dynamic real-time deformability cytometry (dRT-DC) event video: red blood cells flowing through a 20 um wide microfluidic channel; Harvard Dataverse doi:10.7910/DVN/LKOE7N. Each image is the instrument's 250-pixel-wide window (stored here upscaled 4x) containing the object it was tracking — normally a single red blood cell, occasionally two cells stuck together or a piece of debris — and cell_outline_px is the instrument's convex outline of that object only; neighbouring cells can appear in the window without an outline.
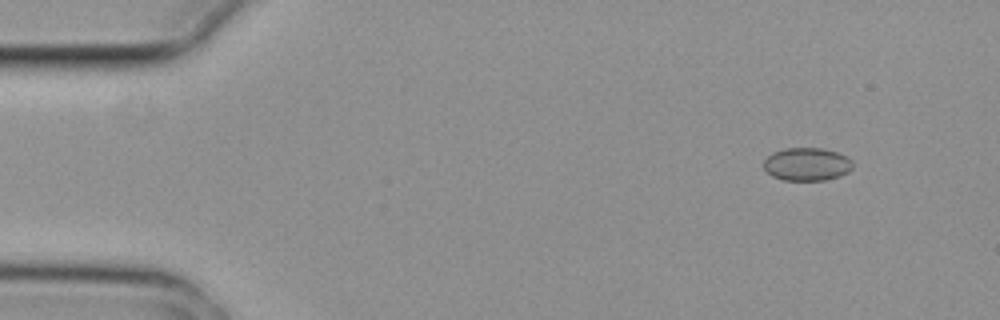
{"species": "common noctule bat (a hibernating species)", "species_latin": "Nyctalus noctula", "temperature_condition": "cold", "stored_images_in_passage": 5, "camera_frame_rate_fps": 3000, "um_per_image_px": 0.085, "animal": {"sex": "female", "body_mass_g": 29.2, "forearm_length_mm": 56.3}, "frame": {"image": 1, "passage_image": 2, "time_ms": 0.333, "image_size_px": [1000, 320], "cell_outline_px": [[852, 168], [848, 172], [840, 176], [824, 180], [784, 180], [772, 176], [764, 168], [764, 160], [772, 152], [784, 148], [820, 148], [836, 152], [852, 160]], "centroid_in_image_um": [68.57, 13.96], "position_along_channel_um": 16.4, "area_um2": 17.05}}
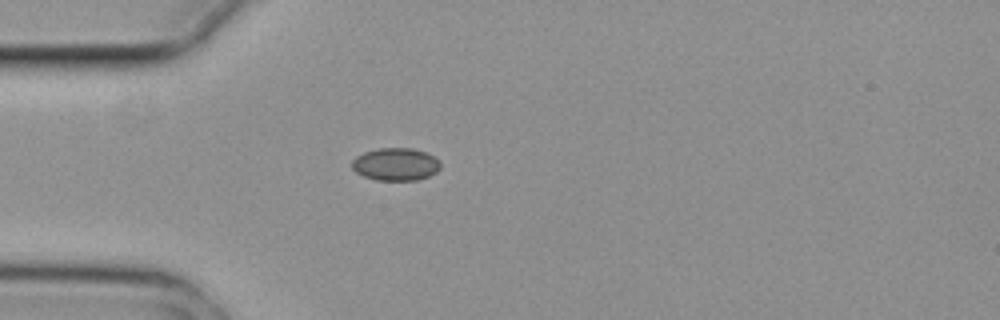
{"frame": {"image": 2, "passage_image": 4, "time_ms": 1.0, "image_size_px": [1000, 320], "cell_outline_px": [[440, 168], [436, 172], [428, 176], [416, 180], [376, 180], [364, 176], [356, 172], [352, 168], [352, 160], [356, 156], [364, 152], [380, 148], [412, 148], [424, 152], [432, 156], [440, 164]], "centroid_in_image_um": [33.6, 13.96], "position_along_channel_um": 51.4, "area_um2": 16.65}}